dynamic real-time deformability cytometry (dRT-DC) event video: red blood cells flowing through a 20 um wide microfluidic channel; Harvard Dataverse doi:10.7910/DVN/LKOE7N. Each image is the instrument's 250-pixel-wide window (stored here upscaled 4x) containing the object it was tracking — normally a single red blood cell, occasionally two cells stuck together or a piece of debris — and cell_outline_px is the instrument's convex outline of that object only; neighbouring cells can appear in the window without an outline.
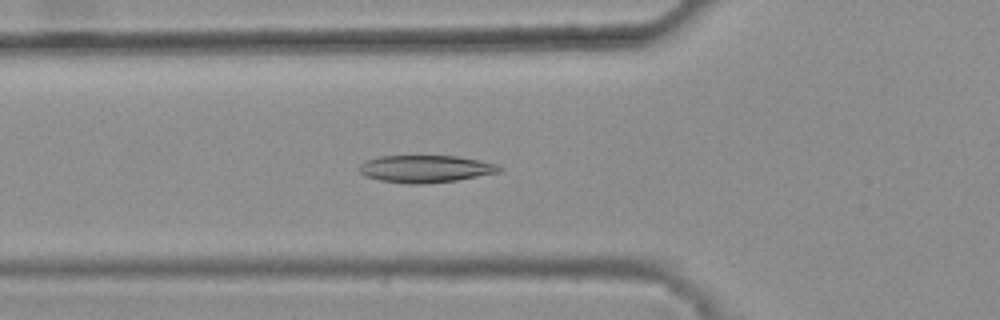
{"species": "common noctule bat (a hibernating species)", "species_latin": "Nyctalus noctula", "temperature_condition": "warm", "stored_images_in_passage": 33, "camera_frame_rate_fps": 3000, "um_per_image_px": 0.085, "animal": {"sex": "female", "body_mass_g": 25.1}, "frame": {"image": 1, "passage_image": 7, "time_ms": 2.0, "image_size_px": [1000, 320], "cell_outline_px": [[504, 168], [500, 172], [456, 180], [424, 184], [408, 184], [380, 180], [368, 176], [360, 172], [360, 164], [364, 160], [380, 156], [456, 156], [480, 160], [496, 164]], "centroid_in_image_um": [36.18, 14.35], "position_along_channel_um": 89.6, "area_um2": 22.2}}
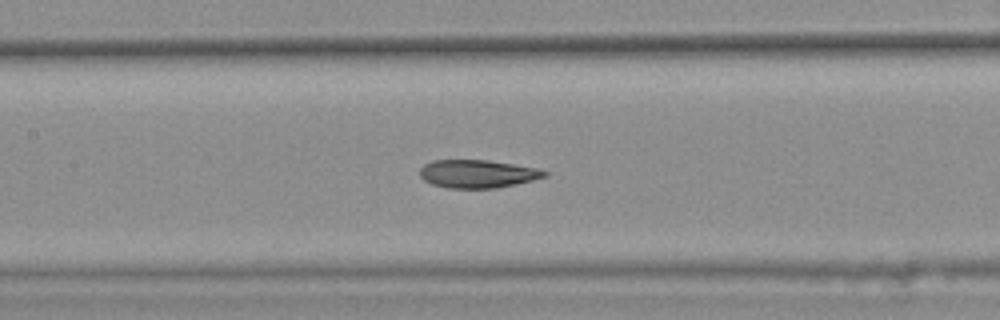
{"frame": {"image": 2, "passage_image": 13, "time_ms": 4.0, "image_size_px": [1000, 320], "cell_outline_px": [[548, 176], [516, 184], [496, 188], [448, 188], [432, 184], [424, 180], [420, 176], [420, 168], [424, 164], [432, 160], [488, 160], [536, 168], [548, 172]], "centroid_in_image_um": [40.57, 14.77], "position_along_channel_um": 166.8, "area_um2": 20.35}}
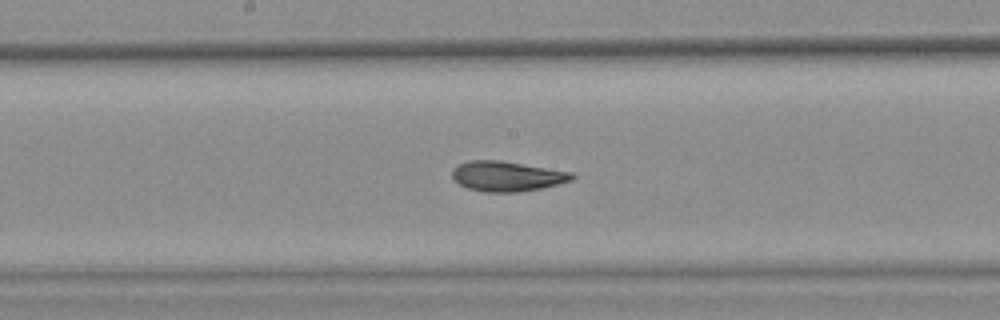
{"frame": {"image": 3, "passage_image": 16, "time_ms": 5.0, "image_size_px": [1000, 320], "cell_outline_px": [[576, 176], [572, 180], [540, 188], [520, 192], [484, 192], [468, 188], [452, 180], [452, 172], [460, 164], [468, 160], [500, 160], [572, 172]], "centroid_in_image_um": [43.08, 14.98], "position_along_channel_um": 205.1, "area_um2": 20.87}, "authors_computed_cell_mechanics": {"area_um2": 20.9814, "velocity_mm_per_s": 3.8404, "shape_relaxation_time_tau1_ms": 9.7774, "shape_relaxation_time_tau2_ms": 3.0768, "deformation_change_tau1": 0.2244, "deformation_change_tau2": 0.0731}}